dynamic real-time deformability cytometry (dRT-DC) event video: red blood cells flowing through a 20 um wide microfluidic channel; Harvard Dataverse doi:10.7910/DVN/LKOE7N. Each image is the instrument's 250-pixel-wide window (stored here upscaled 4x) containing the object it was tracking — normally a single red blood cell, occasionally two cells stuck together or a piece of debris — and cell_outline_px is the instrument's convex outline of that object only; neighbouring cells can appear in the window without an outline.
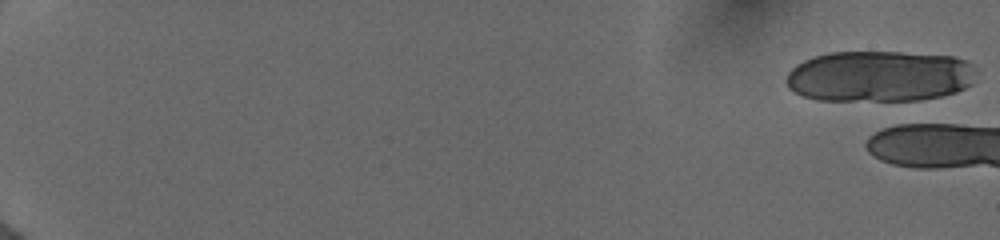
{"species": "human", "species_latin": "Homo sapiens", "temperature_condition": "cold", "stored_images_in_passage": 2, "camera_frame_rate_fps": 3000, "um_per_image_px": 0.085, "donor": {"sex": "female"}, "frame": {"image": 1, "passage_image": 1, "time_ms": 0.0, "image_size_px": [1000, 240], "cell_outline_px": [[972, 84], [956, 92], [940, 96], [920, 100], [816, 100], [804, 96], [788, 88], [784, 80], [788, 72], [796, 64], [804, 60], [828, 52], [900, 52], [952, 56], [968, 60], [972, 64]], "centroid_in_image_um": [74.71, 6.48], "position_along_channel_um": 10.3, "area_um2": 56.64}}